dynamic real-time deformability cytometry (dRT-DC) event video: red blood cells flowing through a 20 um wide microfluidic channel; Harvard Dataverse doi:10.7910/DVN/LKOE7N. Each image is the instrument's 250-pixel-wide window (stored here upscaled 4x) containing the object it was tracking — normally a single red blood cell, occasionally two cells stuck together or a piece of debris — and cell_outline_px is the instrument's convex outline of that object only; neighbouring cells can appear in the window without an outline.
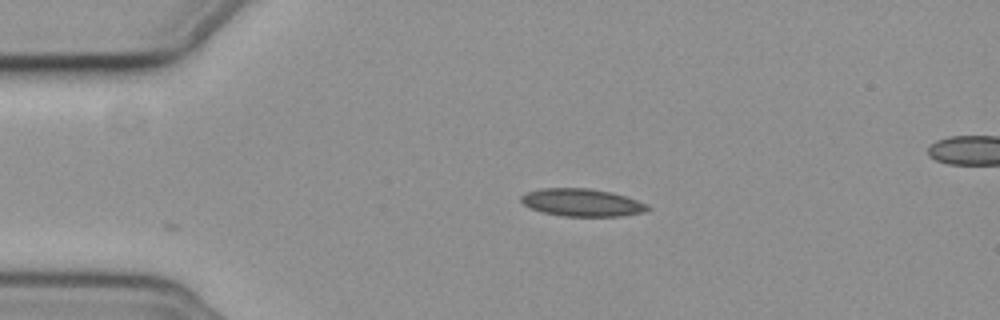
{"species": "common noctule bat (a hibernating species)", "species_latin": "Nyctalus noctula", "temperature_condition": "cold", "stored_images_in_passage": 25, "camera_frame_rate_fps": 3000, "um_per_image_px": 0.085, "animal": {"sex": "female", "body_mass_g": 19.3, "forearm_length_mm": 54.1}, "frame": {"image": 1, "passage_image": 1, "time_ms": 0.0, "image_size_px": [1000, 320], "cell_outline_px": [[652, 208], [644, 212], [620, 216], [564, 216], [544, 212], [532, 208], [524, 204], [520, 200], [520, 196], [528, 192], [540, 188], [588, 188], [608, 192], [624, 196], [648, 204]], "centroid_in_image_um": [49.48, 17.21], "position_along_channel_um": 35.5, "area_um2": 20.11}}
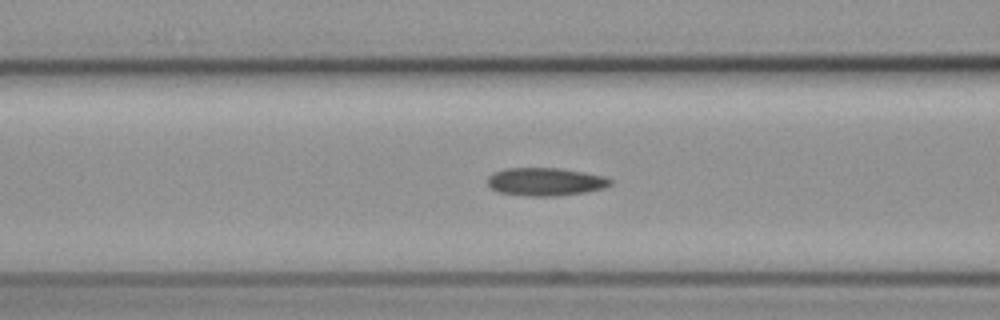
{"frame": {"image": 2, "passage_image": 11, "time_ms": 3.333, "image_size_px": [1000, 320], "cell_outline_px": [[612, 184], [604, 188], [584, 192], [556, 196], [528, 196], [500, 192], [492, 188], [488, 184], [488, 176], [492, 172], [504, 168], [560, 168], [584, 172], [604, 176], [612, 180]], "centroid_in_image_um": [46.36, 15.44], "position_along_channel_um": 120.2, "area_um2": 20.06}}
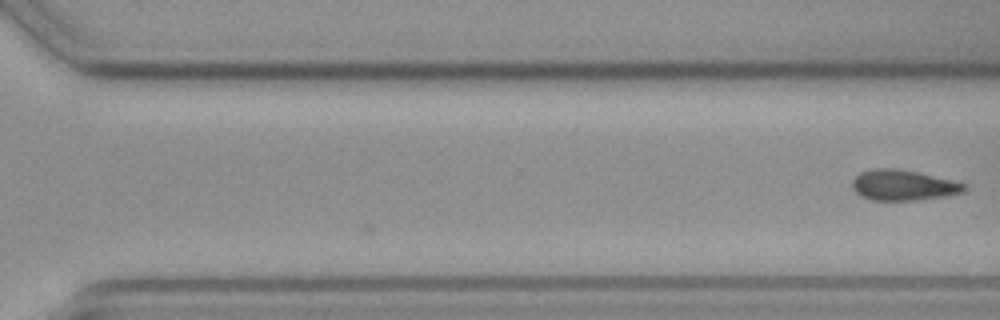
{"frame": {"image": 3, "passage_image": 25, "time_ms": 8.0, "image_size_px": [1000, 320], "cell_outline_px": [[968, 188], [964, 192], [948, 196], [916, 200], [872, 200], [860, 196], [852, 188], [852, 180], [860, 172], [872, 168], [896, 168], [916, 172], [964, 184]], "centroid_in_image_um": [76.73, 15.75], "position_along_channel_um": 293.9, "area_um2": 19.83}}